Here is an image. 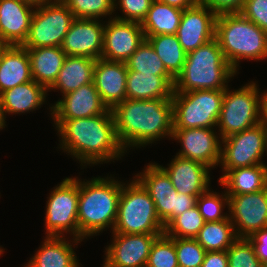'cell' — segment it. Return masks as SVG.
<instances>
[{"label": "cell", "instance_id": "cell-1", "mask_svg": "<svg viewBox=\"0 0 267 267\" xmlns=\"http://www.w3.org/2000/svg\"><path fill=\"white\" fill-rule=\"evenodd\" d=\"M59 137V149L87 166L111 163L125 157L115 127L112 109L93 117L53 121Z\"/></svg>", "mask_w": 267, "mask_h": 267}, {"label": "cell", "instance_id": "cell-2", "mask_svg": "<svg viewBox=\"0 0 267 267\" xmlns=\"http://www.w3.org/2000/svg\"><path fill=\"white\" fill-rule=\"evenodd\" d=\"M116 134L126 153L172 138V98L125 99L112 109Z\"/></svg>", "mask_w": 267, "mask_h": 267}, {"label": "cell", "instance_id": "cell-3", "mask_svg": "<svg viewBox=\"0 0 267 267\" xmlns=\"http://www.w3.org/2000/svg\"><path fill=\"white\" fill-rule=\"evenodd\" d=\"M122 191V181L113 175L79 178L78 228L79 239L97 236L103 231H113Z\"/></svg>", "mask_w": 267, "mask_h": 267}, {"label": "cell", "instance_id": "cell-4", "mask_svg": "<svg viewBox=\"0 0 267 267\" xmlns=\"http://www.w3.org/2000/svg\"><path fill=\"white\" fill-rule=\"evenodd\" d=\"M236 74L214 38L187 54L183 69L174 81V92L225 90Z\"/></svg>", "mask_w": 267, "mask_h": 267}, {"label": "cell", "instance_id": "cell-5", "mask_svg": "<svg viewBox=\"0 0 267 267\" xmlns=\"http://www.w3.org/2000/svg\"><path fill=\"white\" fill-rule=\"evenodd\" d=\"M215 38L225 59L238 74L241 61L267 59V32L240 13L219 14Z\"/></svg>", "mask_w": 267, "mask_h": 267}, {"label": "cell", "instance_id": "cell-6", "mask_svg": "<svg viewBox=\"0 0 267 267\" xmlns=\"http://www.w3.org/2000/svg\"><path fill=\"white\" fill-rule=\"evenodd\" d=\"M125 182L122 180L112 233L164 234L165 227L157 216L150 194L134 177Z\"/></svg>", "mask_w": 267, "mask_h": 267}, {"label": "cell", "instance_id": "cell-7", "mask_svg": "<svg viewBox=\"0 0 267 267\" xmlns=\"http://www.w3.org/2000/svg\"><path fill=\"white\" fill-rule=\"evenodd\" d=\"M261 93V94H260ZM262 93L257 82L250 81L238 89L224 90L217 132L224 139L262 122Z\"/></svg>", "mask_w": 267, "mask_h": 267}, {"label": "cell", "instance_id": "cell-8", "mask_svg": "<svg viewBox=\"0 0 267 267\" xmlns=\"http://www.w3.org/2000/svg\"><path fill=\"white\" fill-rule=\"evenodd\" d=\"M224 89L173 92V129L216 128Z\"/></svg>", "mask_w": 267, "mask_h": 267}, {"label": "cell", "instance_id": "cell-9", "mask_svg": "<svg viewBox=\"0 0 267 267\" xmlns=\"http://www.w3.org/2000/svg\"><path fill=\"white\" fill-rule=\"evenodd\" d=\"M52 189L46 201L45 236L67 237L70 234L69 237L79 239V178L66 177Z\"/></svg>", "mask_w": 267, "mask_h": 267}, {"label": "cell", "instance_id": "cell-10", "mask_svg": "<svg viewBox=\"0 0 267 267\" xmlns=\"http://www.w3.org/2000/svg\"><path fill=\"white\" fill-rule=\"evenodd\" d=\"M135 175V179L150 194L158 218L164 227L185 210L196 206L197 197L177 192L167 173L156 162Z\"/></svg>", "mask_w": 267, "mask_h": 267}, {"label": "cell", "instance_id": "cell-11", "mask_svg": "<svg viewBox=\"0 0 267 267\" xmlns=\"http://www.w3.org/2000/svg\"><path fill=\"white\" fill-rule=\"evenodd\" d=\"M65 3L47 1L36 5L24 48L61 46L64 36L74 20Z\"/></svg>", "mask_w": 267, "mask_h": 267}, {"label": "cell", "instance_id": "cell-12", "mask_svg": "<svg viewBox=\"0 0 267 267\" xmlns=\"http://www.w3.org/2000/svg\"><path fill=\"white\" fill-rule=\"evenodd\" d=\"M266 145L267 128L263 122L222 139L221 176L228 170L264 165Z\"/></svg>", "mask_w": 267, "mask_h": 267}, {"label": "cell", "instance_id": "cell-13", "mask_svg": "<svg viewBox=\"0 0 267 267\" xmlns=\"http://www.w3.org/2000/svg\"><path fill=\"white\" fill-rule=\"evenodd\" d=\"M217 128L173 129L172 138L180 143L177 156L200 162L211 170L219 166L222 138Z\"/></svg>", "mask_w": 267, "mask_h": 267}, {"label": "cell", "instance_id": "cell-14", "mask_svg": "<svg viewBox=\"0 0 267 267\" xmlns=\"http://www.w3.org/2000/svg\"><path fill=\"white\" fill-rule=\"evenodd\" d=\"M228 197L229 218L238 238H249L267 227V187L255 193Z\"/></svg>", "mask_w": 267, "mask_h": 267}, {"label": "cell", "instance_id": "cell-15", "mask_svg": "<svg viewBox=\"0 0 267 267\" xmlns=\"http://www.w3.org/2000/svg\"><path fill=\"white\" fill-rule=\"evenodd\" d=\"M160 235L112 233L101 267H146L151 247Z\"/></svg>", "mask_w": 267, "mask_h": 267}, {"label": "cell", "instance_id": "cell-16", "mask_svg": "<svg viewBox=\"0 0 267 267\" xmlns=\"http://www.w3.org/2000/svg\"><path fill=\"white\" fill-rule=\"evenodd\" d=\"M144 40L140 23L110 18L105 21L101 59L126 62Z\"/></svg>", "mask_w": 267, "mask_h": 267}, {"label": "cell", "instance_id": "cell-17", "mask_svg": "<svg viewBox=\"0 0 267 267\" xmlns=\"http://www.w3.org/2000/svg\"><path fill=\"white\" fill-rule=\"evenodd\" d=\"M52 121H66L93 117L109 109L102 102L94 82L80 86L49 105Z\"/></svg>", "mask_w": 267, "mask_h": 267}, {"label": "cell", "instance_id": "cell-18", "mask_svg": "<svg viewBox=\"0 0 267 267\" xmlns=\"http://www.w3.org/2000/svg\"><path fill=\"white\" fill-rule=\"evenodd\" d=\"M217 16L202 2L183 10L176 36L187 54L215 38Z\"/></svg>", "mask_w": 267, "mask_h": 267}, {"label": "cell", "instance_id": "cell-19", "mask_svg": "<svg viewBox=\"0 0 267 267\" xmlns=\"http://www.w3.org/2000/svg\"><path fill=\"white\" fill-rule=\"evenodd\" d=\"M105 21L75 18L64 36L61 48L67 56L100 59L103 50Z\"/></svg>", "mask_w": 267, "mask_h": 267}, {"label": "cell", "instance_id": "cell-20", "mask_svg": "<svg viewBox=\"0 0 267 267\" xmlns=\"http://www.w3.org/2000/svg\"><path fill=\"white\" fill-rule=\"evenodd\" d=\"M158 165L167 173L177 192L198 197L210 188L211 169L200 162L175 155L167 167Z\"/></svg>", "mask_w": 267, "mask_h": 267}, {"label": "cell", "instance_id": "cell-21", "mask_svg": "<svg viewBox=\"0 0 267 267\" xmlns=\"http://www.w3.org/2000/svg\"><path fill=\"white\" fill-rule=\"evenodd\" d=\"M35 5L25 0H0V41L22 45L27 38Z\"/></svg>", "mask_w": 267, "mask_h": 267}, {"label": "cell", "instance_id": "cell-22", "mask_svg": "<svg viewBox=\"0 0 267 267\" xmlns=\"http://www.w3.org/2000/svg\"><path fill=\"white\" fill-rule=\"evenodd\" d=\"M127 67L125 62L97 59L93 82L108 109L126 99Z\"/></svg>", "mask_w": 267, "mask_h": 267}, {"label": "cell", "instance_id": "cell-23", "mask_svg": "<svg viewBox=\"0 0 267 267\" xmlns=\"http://www.w3.org/2000/svg\"><path fill=\"white\" fill-rule=\"evenodd\" d=\"M69 238L45 236L35 254L23 267H81L74 250L82 240Z\"/></svg>", "mask_w": 267, "mask_h": 267}, {"label": "cell", "instance_id": "cell-24", "mask_svg": "<svg viewBox=\"0 0 267 267\" xmlns=\"http://www.w3.org/2000/svg\"><path fill=\"white\" fill-rule=\"evenodd\" d=\"M47 89L34 80L20 84L0 94L3 117L36 111L47 104ZM46 102V103H45Z\"/></svg>", "mask_w": 267, "mask_h": 267}, {"label": "cell", "instance_id": "cell-25", "mask_svg": "<svg viewBox=\"0 0 267 267\" xmlns=\"http://www.w3.org/2000/svg\"><path fill=\"white\" fill-rule=\"evenodd\" d=\"M31 80L27 49L21 45H7L0 55V94Z\"/></svg>", "mask_w": 267, "mask_h": 267}, {"label": "cell", "instance_id": "cell-26", "mask_svg": "<svg viewBox=\"0 0 267 267\" xmlns=\"http://www.w3.org/2000/svg\"><path fill=\"white\" fill-rule=\"evenodd\" d=\"M174 81L172 76L146 74L127 69L126 98L140 100L172 98Z\"/></svg>", "mask_w": 267, "mask_h": 267}, {"label": "cell", "instance_id": "cell-27", "mask_svg": "<svg viewBox=\"0 0 267 267\" xmlns=\"http://www.w3.org/2000/svg\"><path fill=\"white\" fill-rule=\"evenodd\" d=\"M95 63L96 59L90 57L66 56L56 80L47 92L60 90V95L63 96L82 85L92 83Z\"/></svg>", "mask_w": 267, "mask_h": 267}, {"label": "cell", "instance_id": "cell-28", "mask_svg": "<svg viewBox=\"0 0 267 267\" xmlns=\"http://www.w3.org/2000/svg\"><path fill=\"white\" fill-rule=\"evenodd\" d=\"M26 49L30 57L33 80L48 89L56 80L66 53L61 46Z\"/></svg>", "mask_w": 267, "mask_h": 267}, {"label": "cell", "instance_id": "cell-29", "mask_svg": "<svg viewBox=\"0 0 267 267\" xmlns=\"http://www.w3.org/2000/svg\"><path fill=\"white\" fill-rule=\"evenodd\" d=\"M218 182L226 188L227 195L255 193L267 187V169L264 165H254L228 170Z\"/></svg>", "mask_w": 267, "mask_h": 267}, {"label": "cell", "instance_id": "cell-30", "mask_svg": "<svg viewBox=\"0 0 267 267\" xmlns=\"http://www.w3.org/2000/svg\"><path fill=\"white\" fill-rule=\"evenodd\" d=\"M183 10L154 0L141 23L144 35L176 34Z\"/></svg>", "mask_w": 267, "mask_h": 267}, {"label": "cell", "instance_id": "cell-31", "mask_svg": "<svg viewBox=\"0 0 267 267\" xmlns=\"http://www.w3.org/2000/svg\"><path fill=\"white\" fill-rule=\"evenodd\" d=\"M167 72L176 79L181 73L187 53L182 48L176 34L145 35Z\"/></svg>", "mask_w": 267, "mask_h": 267}, {"label": "cell", "instance_id": "cell-32", "mask_svg": "<svg viewBox=\"0 0 267 267\" xmlns=\"http://www.w3.org/2000/svg\"><path fill=\"white\" fill-rule=\"evenodd\" d=\"M237 238L228 217L225 220L205 222L195 239L206 251H226Z\"/></svg>", "mask_w": 267, "mask_h": 267}, {"label": "cell", "instance_id": "cell-33", "mask_svg": "<svg viewBox=\"0 0 267 267\" xmlns=\"http://www.w3.org/2000/svg\"><path fill=\"white\" fill-rule=\"evenodd\" d=\"M125 64L127 69L132 71L160 76H171L146 38Z\"/></svg>", "mask_w": 267, "mask_h": 267}, {"label": "cell", "instance_id": "cell-34", "mask_svg": "<svg viewBox=\"0 0 267 267\" xmlns=\"http://www.w3.org/2000/svg\"><path fill=\"white\" fill-rule=\"evenodd\" d=\"M204 223L203 216L194 206L173 218L165 226L164 234L168 237L196 238Z\"/></svg>", "mask_w": 267, "mask_h": 267}, {"label": "cell", "instance_id": "cell-35", "mask_svg": "<svg viewBox=\"0 0 267 267\" xmlns=\"http://www.w3.org/2000/svg\"><path fill=\"white\" fill-rule=\"evenodd\" d=\"M196 206L205 222L225 220L229 217V211L223 212L225 207L229 209V197L225 190L219 193L209 188L197 197Z\"/></svg>", "mask_w": 267, "mask_h": 267}, {"label": "cell", "instance_id": "cell-36", "mask_svg": "<svg viewBox=\"0 0 267 267\" xmlns=\"http://www.w3.org/2000/svg\"><path fill=\"white\" fill-rule=\"evenodd\" d=\"M69 10L77 19H110L116 13L114 0H67L65 2ZM109 17V18H108Z\"/></svg>", "mask_w": 267, "mask_h": 267}, {"label": "cell", "instance_id": "cell-37", "mask_svg": "<svg viewBox=\"0 0 267 267\" xmlns=\"http://www.w3.org/2000/svg\"><path fill=\"white\" fill-rule=\"evenodd\" d=\"M146 267H179L174 237L162 234L154 241Z\"/></svg>", "mask_w": 267, "mask_h": 267}, {"label": "cell", "instance_id": "cell-38", "mask_svg": "<svg viewBox=\"0 0 267 267\" xmlns=\"http://www.w3.org/2000/svg\"><path fill=\"white\" fill-rule=\"evenodd\" d=\"M226 251L228 267H264L249 238H237Z\"/></svg>", "mask_w": 267, "mask_h": 267}, {"label": "cell", "instance_id": "cell-39", "mask_svg": "<svg viewBox=\"0 0 267 267\" xmlns=\"http://www.w3.org/2000/svg\"><path fill=\"white\" fill-rule=\"evenodd\" d=\"M179 267H201L206 250L195 238L174 237Z\"/></svg>", "mask_w": 267, "mask_h": 267}, {"label": "cell", "instance_id": "cell-40", "mask_svg": "<svg viewBox=\"0 0 267 267\" xmlns=\"http://www.w3.org/2000/svg\"><path fill=\"white\" fill-rule=\"evenodd\" d=\"M154 0H114V11L119 9L121 15H114V18L130 22L142 23Z\"/></svg>", "mask_w": 267, "mask_h": 267}, {"label": "cell", "instance_id": "cell-41", "mask_svg": "<svg viewBox=\"0 0 267 267\" xmlns=\"http://www.w3.org/2000/svg\"><path fill=\"white\" fill-rule=\"evenodd\" d=\"M239 13L267 32V0H245Z\"/></svg>", "mask_w": 267, "mask_h": 267}, {"label": "cell", "instance_id": "cell-42", "mask_svg": "<svg viewBox=\"0 0 267 267\" xmlns=\"http://www.w3.org/2000/svg\"><path fill=\"white\" fill-rule=\"evenodd\" d=\"M201 2L219 15L223 13H239L245 0H201Z\"/></svg>", "mask_w": 267, "mask_h": 267}, {"label": "cell", "instance_id": "cell-43", "mask_svg": "<svg viewBox=\"0 0 267 267\" xmlns=\"http://www.w3.org/2000/svg\"><path fill=\"white\" fill-rule=\"evenodd\" d=\"M249 239L255 248L256 256L260 262L263 265L267 264V227L255 232Z\"/></svg>", "mask_w": 267, "mask_h": 267}, {"label": "cell", "instance_id": "cell-44", "mask_svg": "<svg viewBox=\"0 0 267 267\" xmlns=\"http://www.w3.org/2000/svg\"><path fill=\"white\" fill-rule=\"evenodd\" d=\"M201 267H228L227 251H206Z\"/></svg>", "mask_w": 267, "mask_h": 267}, {"label": "cell", "instance_id": "cell-45", "mask_svg": "<svg viewBox=\"0 0 267 267\" xmlns=\"http://www.w3.org/2000/svg\"><path fill=\"white\" fill-rule=\"evenodd\" d=\"M157 1L164 4H168L170 6L180 8L182 10L190 8L201 2V0H157Z\"/></svg>", "mask_w": 267, "mask_h": 267}, {"label": "cell", "instance_id": "cell-46", "mask_svg": "<svg viewBox=\"0 0 267 267\" xmlns=\"http://www.w3.org/2000/svg\"><path fill=\"white\" fill-rule=\"evenodd\" d=\"M262 122L267 128V91L265 90V94L262 101Z\"/></svg>", "mask_w": 267, "mask_h": 267}, {"label": "cell", "instance_id": "cell-47", "mask_svg": "<svg viewBox=\"0 0 267 267\" xmlns=\"http://www.w3.org/2000/svg\"><path fill=\"white\" fill-rule=\"evenodd\" d=\"M6 125V121L3 117V113H2V109H1V101H0V130H3V128H5Z\"/></svg>", "mask_w": 267, "mask_h": 267}, {"label": "cell", "instance_id": "cell-48", "mask_svg": "<svg viewBox=\"0 0 267 267\" xmlns=\"http://www.w3.org/2000/svg\"><path fill=\"white\" fill-rule=\"evenodd\" d=\"M25 1L32 3L36 6V5H40V4L47 2V1H50V0H25Z\"/></svg>", "mask_w": 267, "mask_h": 267}, {"label": "cell", "instance_id": "cell-49", "mask_svg": "<svg viewBox=\"0 0 267 267\" xmlns=\"http://www.w3.org/2000/svg\"><path fill=\"white\" fill-rule=\"evenodd\" d=\"M6 46H7L6 44H4V43H2V42L0 41V55H1L2 51H3V49H4Z\"/></svg>", "mask_w": 267, "mask_h": 267}, {"label": "cell", "instance_id": "cell-50", "mask_svg": "<svg viewBox=\"0 0 267 267\" xmlns=\"http://www.w3.org/2000/svg\"><path fill=\"white\" fill-rule=\"evenodd\" d=\"M4 250H6V249L3 248L2 245H1V246H0V256L4 254V253H3V252H5Z\"/></svg>", "mask_w": 267, "mask_h": 267}, {"label": "cell", "instance_id": "cell-51", "mask_svg": "<svg viewBox=\"0 0 267 267\" xmlns=\"http://www.w3.org/2000/svg\"><path fill=\"white\" fill-rule=\"evenodd\" d=\"M52 1H56V2L65 3L67 0H52Z\"/></svg>", "mask_w": 267, "mask_h": 267}, {"label": "cell", "instance_id": "cell-52", "mask_svg": "<svg viewBox=\"0 0 267 267\" xmlns=\"http://www.w3.org/2000/svg\"><path fill=\"white\" fill-rule=\"evenodd\" d=\"M266 155H267V145H266ZM267 162H265L264 163V166L266 167V169H267V164H266Z\"/></svg>", "mask_w": 267, "mask_h": 267}]
</instances>
